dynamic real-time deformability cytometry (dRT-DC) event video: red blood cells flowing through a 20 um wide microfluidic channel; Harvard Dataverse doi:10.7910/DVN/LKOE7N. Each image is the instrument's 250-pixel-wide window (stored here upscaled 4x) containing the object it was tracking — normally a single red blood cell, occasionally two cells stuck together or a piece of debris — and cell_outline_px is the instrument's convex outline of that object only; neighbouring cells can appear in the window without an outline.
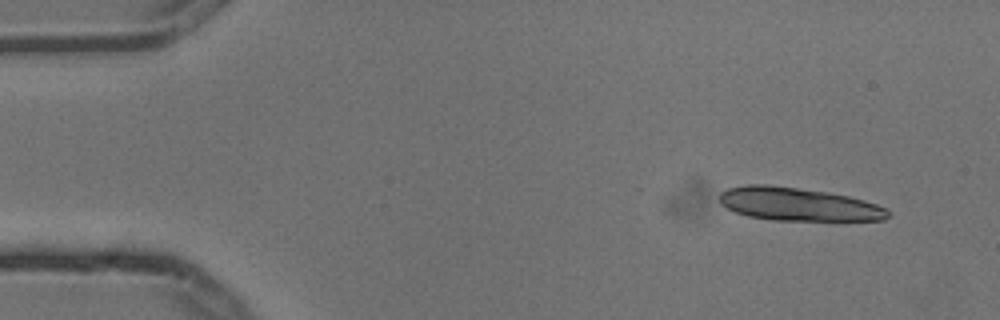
{"species": "common noctule bat (a hibernating species)", "species_latin": "Nyctalus noctula", "temperature_condition": "cold", "stored_images_in_passage": 4, "camera_frame_rate_fps": 3000, "um_per_image_px": 0.085, "animal": {"sex": "male", "body_mass_g": 13.3}, "frame": {"image": 1, "passage_image": 1, "time_ms": 0.0, "image_size_px": [1000, 320], "cell_outline_px": [[892, 216], [884, 220], [772, 220], [748, 216], [736, 212], [720, 204], [720, 192], [728, 188], [748, 184], [768, 184], [828, 192], [848, 196], [864, 200], [888, 208]], "centroid_in_image_um": [67.87, 17.36], "position_along_channel_um": 17.1, "area_um2": 32.66}}